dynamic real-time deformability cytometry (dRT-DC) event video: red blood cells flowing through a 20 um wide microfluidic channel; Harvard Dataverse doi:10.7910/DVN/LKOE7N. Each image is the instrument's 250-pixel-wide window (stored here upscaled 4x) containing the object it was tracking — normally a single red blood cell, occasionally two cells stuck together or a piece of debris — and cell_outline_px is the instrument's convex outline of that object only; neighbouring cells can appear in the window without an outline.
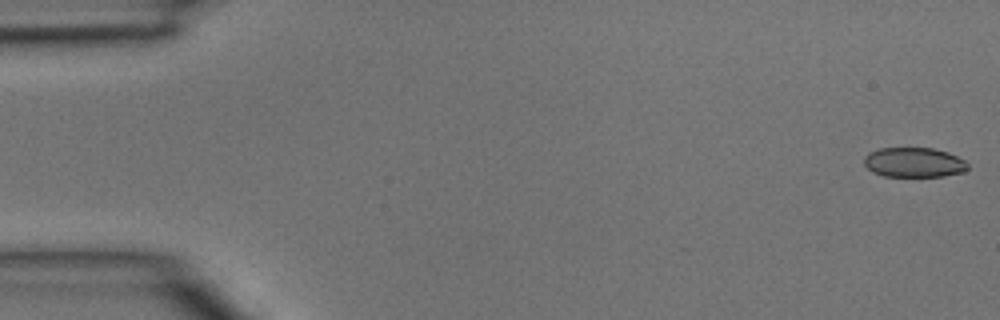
{"species": "common noctule bat (a hibernating species)", "species_latin": "Nyctalus noctula", "temperature_condition": "room temperature", "stored_images_in_passage": 42, "camera_frame_rate_fps": 3000, "um_per_image_px": 0.085, "animal": {"sex": "male", "body_mass_g": 15.6}, "frame": {"image": 1, "passage_image": 1, "time_ms": 0.0, "image_size_px": [1000, 320], "cell_outline_px": [[968, 168], [964, 172], [944, 176], [884, 176], [872, 172], [864, 164], [864, 156], [868, 152], [880, 148], [932, 148], [948, 152], [964, 160], [968, 164]], "centroid_in_image_um": [77.67, 13.8], "position_along_channel_um": 7.3, "area_um2": 18.03}}
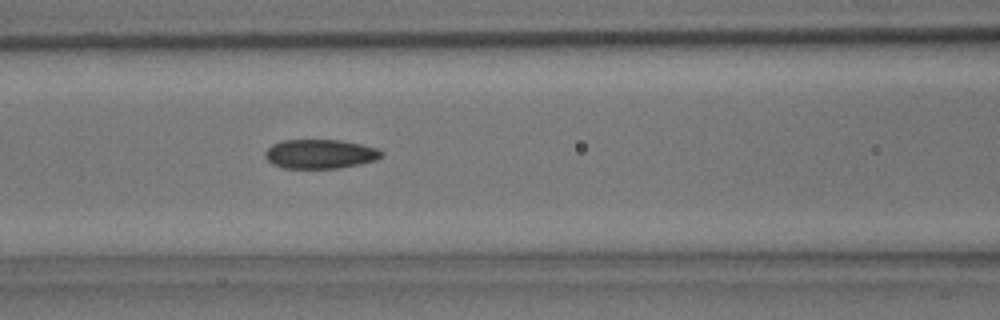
{"frame": {"image": 2, "passage_image": 19, "time_ms": 6.0, "image_size_px": [1000, 320], "cell_outline_px": [[384, 152], [376, 160], [340, 168], [284, 168], [272, 164], [264, 156], [264, 152], [272, 144], [284, 140], [340, 140], [360, 144], [376, 148]], "centroid_in_image_um": [27.18, 13.09], "position_along_channel_um": 139.4, "area_um2": 19.71}}
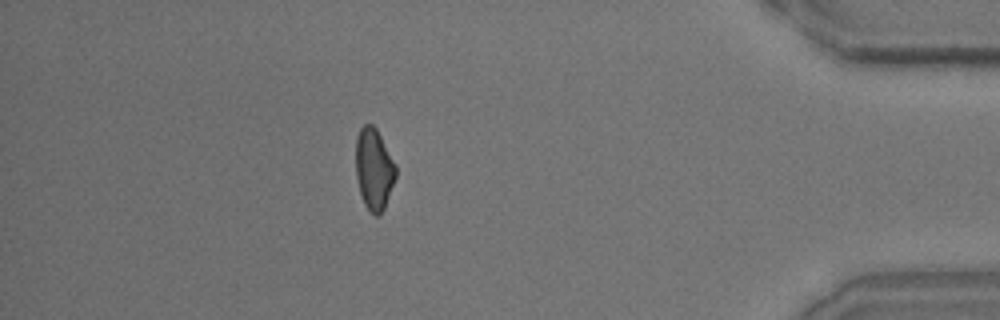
{"frame": {"image": 3, "passage_image": 40, "time_ms": 13.0, "image_size_px": [1000, 320], "cell_outline_px": [[396, 176], [384, 208], [376, 216], [364, 204], [360, 192], [356, 176], [356, 136], [360, 128], [364, 124], [372, 124], [376, 128], [396, 164]], "centroid_in_image_um": [31.78, 14.33], "position_along_channel_um": 403.4, "area_um2": 18.79}}